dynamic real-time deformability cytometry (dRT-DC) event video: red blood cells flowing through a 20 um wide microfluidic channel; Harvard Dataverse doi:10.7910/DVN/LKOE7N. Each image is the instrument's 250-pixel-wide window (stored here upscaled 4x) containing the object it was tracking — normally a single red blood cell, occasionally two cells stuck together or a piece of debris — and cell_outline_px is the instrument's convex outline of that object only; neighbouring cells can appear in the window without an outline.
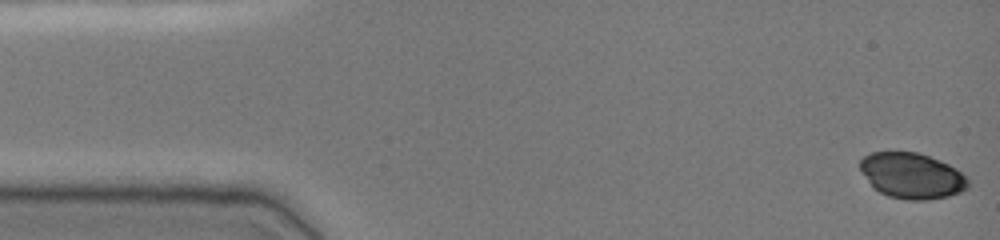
{"species": "common noctule bat (a hibernating species)", "species_latin": "Nyctalus noctula", "temperature_condition": "cold", "stored_images_in_passage": 50, "camera_frame_rate_fps": 3000, "um_per_image_px": 0.085, "animal": {"sex": "female", "body_mass_g": 19.0, "forearm_length_mm": 51.5}, "frame": {"image": 1, "passage_image": 1, "time_ms": 0.0, "image_size_px": [1000, 240], "cell_outline_px": [[968, 188], [960, 192], [948, 196], [928, 200], [908, 200], [888, 196], [872, 188], [860, 168], [860, 160], [864, 156], [872, 152], [916, 152], [940, 160], [956, 168], [968, 180]], "centroid_in_image_um": [77.5, 14.94], "position_along_channel_um": 7.5, "area_um2": 28.67}}
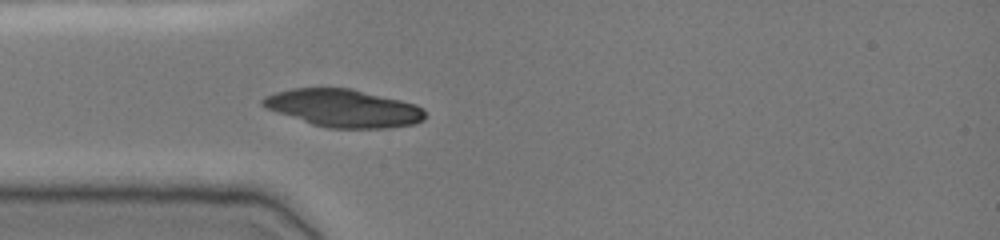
{"frame": {"image": 2, "passage_image": 14, "time_ms": 4.333, "image_size_px": [1000, 240], "cell_outline_px": [[424, 120], [416, 124], [388, 128], [328, 128], [312, 124], [264, 108], [260, 104], [260, 100], [264, 96], [276, 92], [292, 88], [352, 88], [416, 104], [424, 108]], "centroid_in_image_um": [29.19, 9.19], "position_along_channel_um": 55.8, "area_um2": 35.84}}
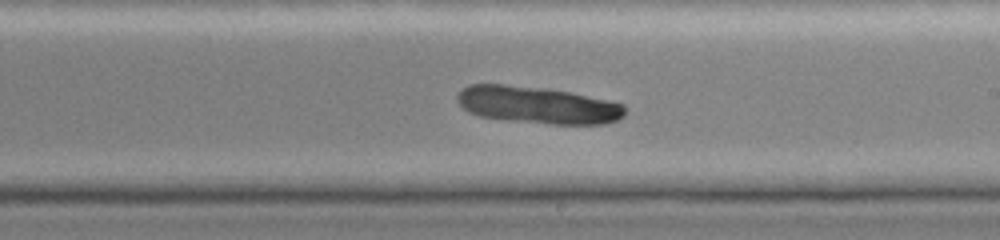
{"frame": {"image": 3, "passage_image": 29, "time_ms": 9.333, "image_size_px": [1000, 240], "cell_outline_px": [[624, 116], [616, 120], [604, 124], [552, 124], [480, 116], [468, 112], [456, 100], [456, 96], [468, 84], [504, 84], [544, 88], [568, 92], [608, 100], [624, 104]], "centroid_in_image_um": [45.69, 8.92], "position_along_channel_um": 243.3, "area_um2": 35.84}}